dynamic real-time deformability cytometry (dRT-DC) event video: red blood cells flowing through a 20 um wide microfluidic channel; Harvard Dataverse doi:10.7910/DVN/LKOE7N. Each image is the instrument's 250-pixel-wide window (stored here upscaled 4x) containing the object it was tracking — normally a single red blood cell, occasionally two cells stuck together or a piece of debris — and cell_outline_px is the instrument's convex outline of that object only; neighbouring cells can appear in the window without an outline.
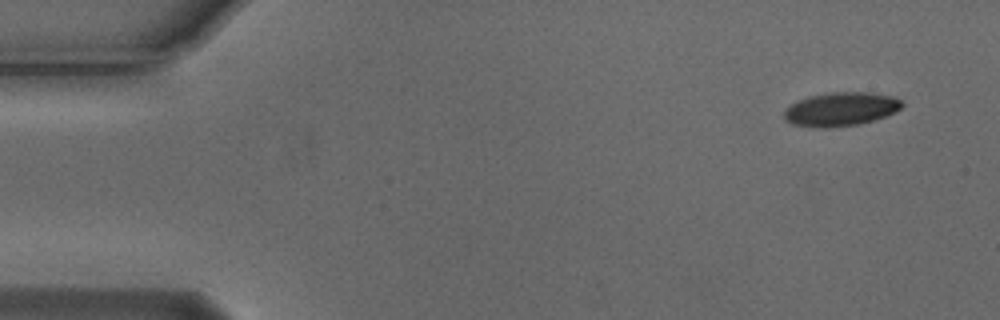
{"species": "Egyptian fruit bat (a non-hibernating species)", "species_latin": "Rousettus aegyptiacus", "temperature_condition": "cold", "stored_images_in_passage": 4, "camera_frame_rate_fps": 3000, "um_per_image_px": 0.085, "animal": {"sex": "male"}, "frame": {"image": 1, "passage_image": 1, "time_ms": 0.0, "image_size_px": [1000, 320], "cell_outline_px": [[904, 104], [900, 108], [884, 116], [860, 124], [828, 128], [816, 128], [792, 124], [784, 120], [784, 112], [796, 100], [808, 96], [828, 92], [872, 92], [896, 96]], "centroid_in_image_um": [71.45, 9.27], "position_along_channel_um": 13.6, "area_um2": 23.35}}